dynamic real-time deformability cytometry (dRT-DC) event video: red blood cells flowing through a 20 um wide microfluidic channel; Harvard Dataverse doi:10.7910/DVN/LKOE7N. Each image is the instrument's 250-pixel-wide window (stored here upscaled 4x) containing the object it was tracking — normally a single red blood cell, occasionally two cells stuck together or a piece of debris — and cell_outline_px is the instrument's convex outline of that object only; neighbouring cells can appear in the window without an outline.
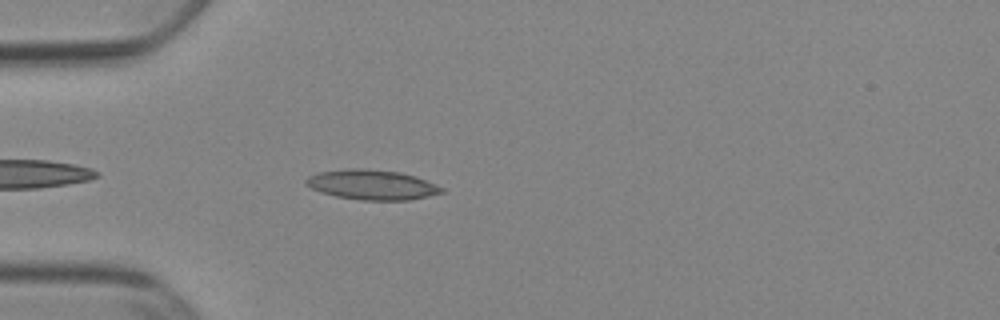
{"species": "Egyptian fruit bat (a non-hibernating species)", "species_latin": "Rousettus aegyptiacus", "temperature_condition": "cold", "stored_images_in_passage": 41, "camera_frame_rate_fps": 3000, "um_per_image_px": 0.085, "animal": {"sex": "female"}, "frame": {"image": 1, "passage_image": 4, "time_ms": 1.0, "image_size_px": [1000, 320], "cell_outline_px": [[444, 192], [428, 196], [408, 200], [364, 200], [336, 196], [320, 192], [304, 184], [304, 180], [308, 176], [316, 172], [348, 168], [364, 168], [400, 172], [416, 176], [436, 184], [444, 188]], "centroid_in_image_um": [31.59, 15.69], "position_along_channel_um": 53.4, "area_um2": 23.81}}
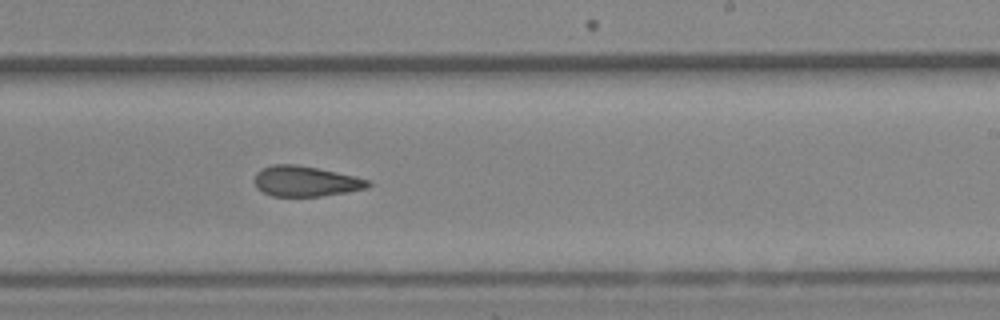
{"frame": {"image": 2, "passage_image": 21, "time_ms": 6.667, "image_size_px": [1000, 320], "cell_outline_px": [[372, 184], [368, 188], [348, 192], [320, 196], [272, 196], [256, 188], [256, 172], [272, 164], [296, 164], [336, 172], [372, 180]], "centroid_in_image_um": [26.02, 15.41], "position_along_channel_um": 263.0, "area_um2": 20.06}}
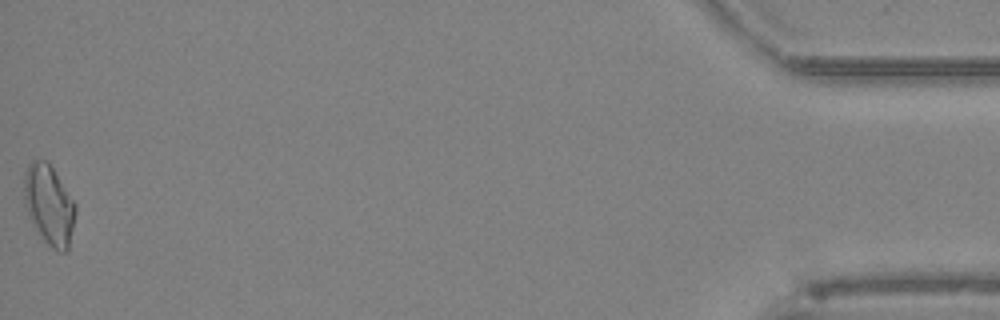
{"frame": {"image": 3, "passage_image": 41, "time_ms": 13.333, "image_size_px": [1000, 320], "cell_outline_px": [[76, 212], [68, 248], [64, 252], [60, 252], [52, 248], [44, 240], [36, 228], [28, 212], [24, 196], [24, 176], [28, 164], [36, 156], [48, 160], [76, 204]], "centroid_in_image_um": [4.18, 17.34], "position_along_channel_um": 431.0, "area_um2": 23.81}, "authors_computed_cell_mechanics": {"area_um2": 21.097, "velocity_mm_per_s": 3.8911, "shape_relaxation_time_tau1_ms": null, "shape_relaxation_time_tau2_ms": 3.8573, "deformation_change_tau1": null, "deformation_change_tau2": 0.1121}}